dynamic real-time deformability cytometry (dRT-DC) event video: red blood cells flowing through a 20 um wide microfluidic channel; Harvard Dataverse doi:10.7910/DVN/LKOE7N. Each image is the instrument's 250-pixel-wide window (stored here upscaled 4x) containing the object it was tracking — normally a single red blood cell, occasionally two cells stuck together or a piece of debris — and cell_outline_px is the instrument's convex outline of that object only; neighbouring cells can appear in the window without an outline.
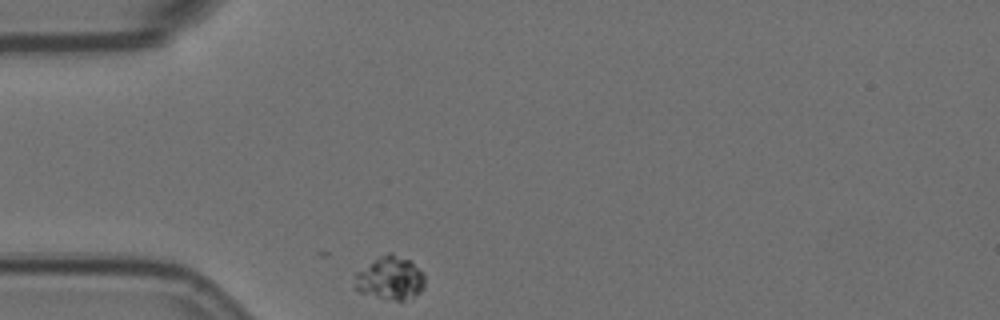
{"species": "Egyptian fruit bat (a non-hibernating species)", "species_latin": "Rousettus aegyptiacus", "temperature_condition": "room temperature", "stored_images_in_passage": 6, "camera_frame_rate_fps": 3000, "um_per_image_px": 0.085, "animal": {"sex": "female"}, "frame": {"image": 1, "passage_image": 1, "time_ms": 0.0, "image_size_px": [1000, 320], "cell_outline_px": [[424, 288], [420, 292], [404, 300], [396, 300], [376, 296], [360, 292], [352, 288], [352, 284], [356, 272], [380, 256], [388, 252], [392, 252], [412, 260], [424, 272]], "centroid_in_image_um": [33.16, 23.61], "position_along_channel_um": 51.8, "area_um2": 17.92}}
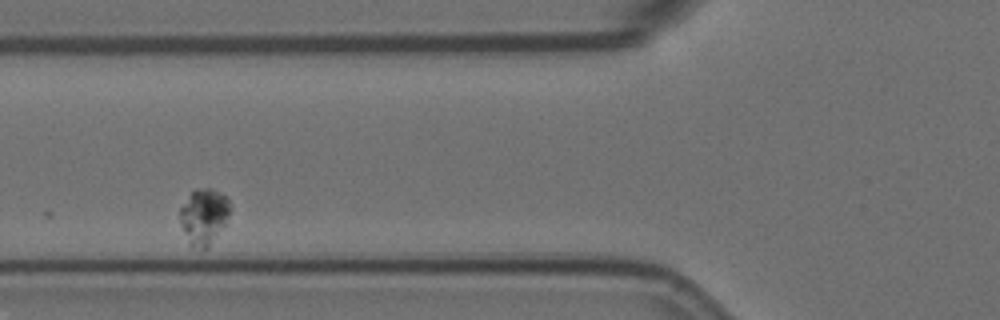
{"frame": {"image": 2, "passage_image": 3, "time_ms": 0.667, "image_size_px": [1000, 320], "cell_outline_px": [[228, 212], [224, 224], [208, 248], [200, 248], [192, 244], [184, 232], [180, 224], [180, 208], [192, 192], [196, 188], [212, 188], [228, 196]], "centroid_in_image_um": [17.32, 18.35], "position_along_channel_um": 108.5, "area_um2": 15.72}}
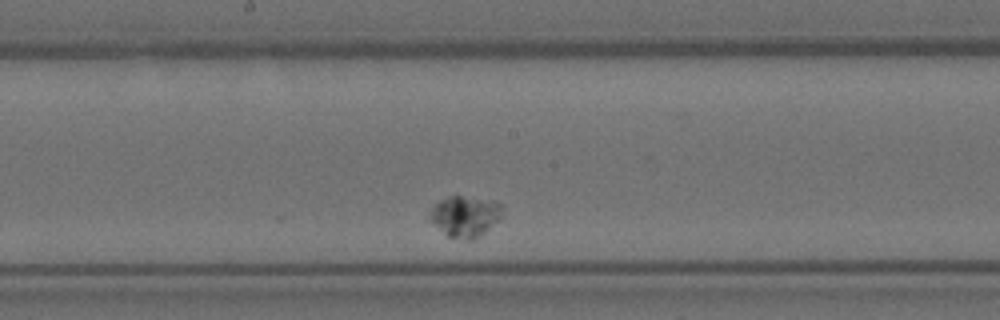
{"frame": {"image": 3, "passage_image": 6, "time_ms": 1.667, "image_size_px": [1000, 320], "cell_outline_px": [[500, 216], [484, 232], [472, 240], [468, 240], [448, 236], [428, 220], [432, 208], [440, 200], [448, 196], [460, 196], [500, 204]], "centroid_in_image_um": [39.44, 18.41], "position_along_channel_um": 208.8, "area_um2": 16.42}}